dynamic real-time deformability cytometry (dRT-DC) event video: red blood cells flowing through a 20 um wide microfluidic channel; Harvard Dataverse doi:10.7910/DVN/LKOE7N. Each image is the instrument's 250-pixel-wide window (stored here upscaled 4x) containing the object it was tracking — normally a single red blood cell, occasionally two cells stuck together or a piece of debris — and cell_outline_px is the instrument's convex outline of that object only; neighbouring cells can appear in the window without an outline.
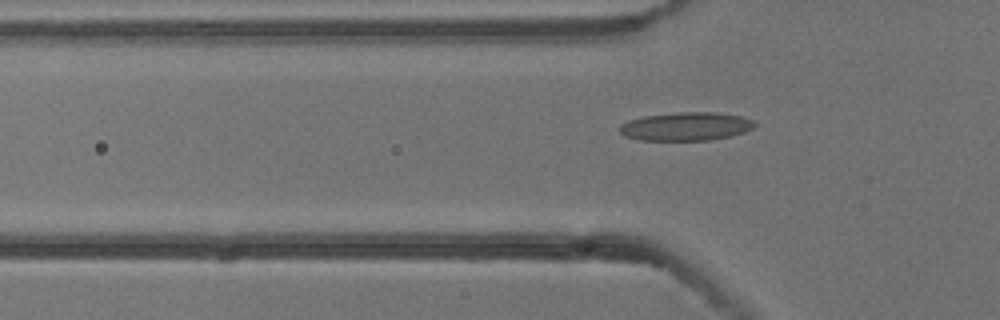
{"species": "common noctule bat (a hibernating species)", "species_latin": "Nyctalus noctula", "temperature_condition": "cold", "stored_images_in_passage": 4, "camera_frame_rate_fps": 3000, "um_per_image_px": 0.085, "animal": {"sex": "male", "body_mass_g": 13.3}, "frame": {"image": 1, "passage_image": 4, "time_ms": 1.0, "image_size_px": [1000, 320], "cell_outline_px": [[756, 124], [752, 128], [744, 132], [732, 136], [708, 140], [640, 140], [624, 136], [620, 132], [620, 124], [628, 120], [644, 116], [676, 112], [716, 112], [740, 116], [752, 120]], "centroid_in_image_um": [58.29, 10.74], "position_along_channel_um": 67.5, "area_um2": 22.37}}